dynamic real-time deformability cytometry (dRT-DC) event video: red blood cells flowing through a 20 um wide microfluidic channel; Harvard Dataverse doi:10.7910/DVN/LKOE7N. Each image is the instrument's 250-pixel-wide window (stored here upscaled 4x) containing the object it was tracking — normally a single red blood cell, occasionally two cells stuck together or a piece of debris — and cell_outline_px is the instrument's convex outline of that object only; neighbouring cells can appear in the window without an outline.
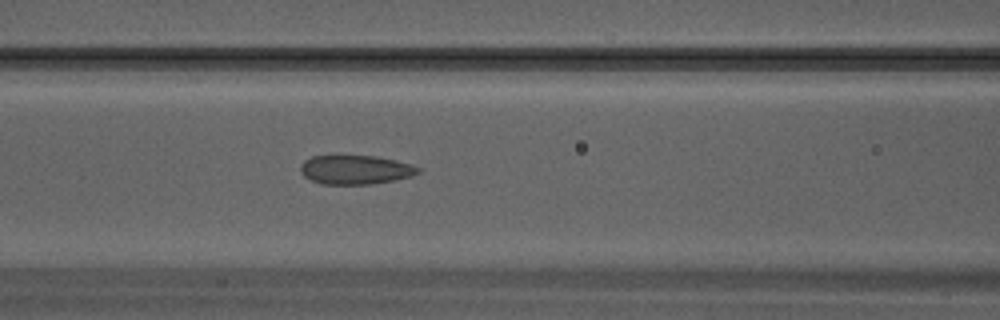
{"species": "Egyptian fruit bat (a non-hibernating species)", "species_latin": "Rousettus aegyptiacus", "temperature_condition": "warm", "stored_images_in_passage": 10, "camera_frame_rate_fps": 3000, "um_per_image_px": 0.085, "animal": {"sex": "male"}, "frame": {"image": 1, "passage_image": 4, "time_ms": 1.0, "image_size_px": [1000, 320], "cell_outline_px": [[420, 172], [412, 176], [392, 180], [368, 184], [320, 184], [304, 176], [300, 172], [300, 164], [304, 160], [312, 156], [376, 156], [396, 160], [412, 164], [420, 168]], "centroid_in_image_um": [30.2, 14.42], "position_along_channel_um": 136.4, "area_um2": 19.88}}